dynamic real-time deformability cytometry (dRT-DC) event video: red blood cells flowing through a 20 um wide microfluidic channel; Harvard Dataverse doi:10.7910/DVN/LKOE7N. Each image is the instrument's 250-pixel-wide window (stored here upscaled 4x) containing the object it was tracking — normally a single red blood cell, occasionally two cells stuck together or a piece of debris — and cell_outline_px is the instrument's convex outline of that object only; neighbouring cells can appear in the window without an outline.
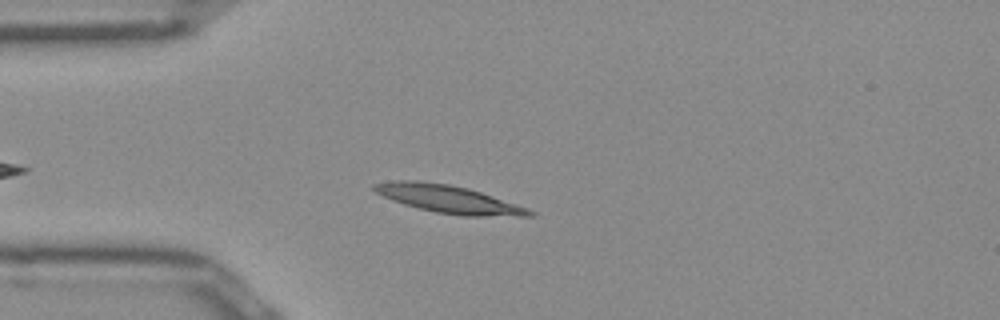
{"species": "Egyptian fruit bat (a non-hibernating species)", "species_latin": "Rousettus aegyptiacus", "temperature_condition": "room temperature", "stored_images_in_passage": 35, "camera_frame_rate_fps": 3000, "um_per_image_px": 0.085, "frame": {"image": 1, "passage_image": 7, "time_ms": 2.0, "image_size_px": [1000, 320], "cell_outline_px": [[536, 216], [460, 216], [436, 212], [404, 204], [392, 200], [376, 192], [372, 188], [372, 184], [396, 180], [416, 180], [448, 184], [468, 188], [528, 208], [536, 212]], "centroid_in_image_um": [38.15, 16.93], "position_along_channel_um": 46.9, "area_um2": 24.97}}
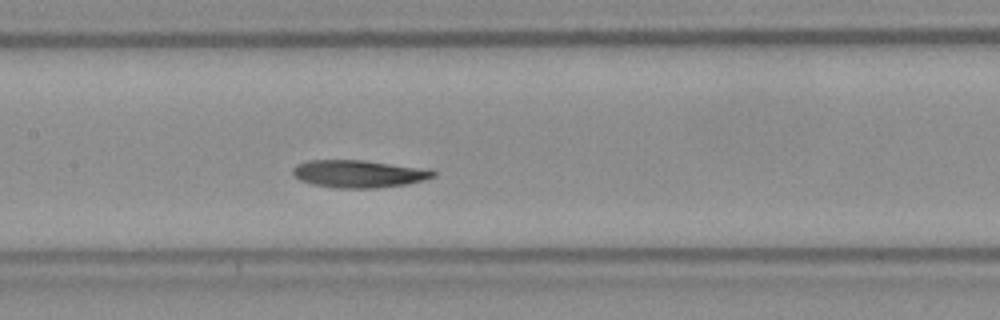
{"frame": {"image": 2, "passage_image": 18, "time_ms": 5.667, "image_size_px": [1000, 320], "cell_outline_px": [[436, 176], [408, 184], [376, 188], [336, 188], [312, 184], [300, 180], [292, 172], [292, 168], [296, 164], [308, 160], [364, 160], [428, 168], [436, 172]], "centroid_in_image_um": [30.51, 14.76], "position_along_channel_um": 176.9, "area_um2": 22.72}}
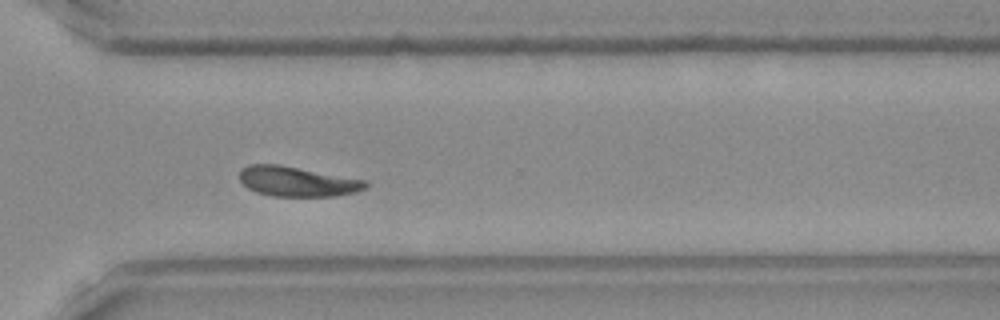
{"frame": {"image": 3, "passage_image": 31, "time_ms": 10.0, "image_size_px": [1000, 320], "cell_outline_px": [[368, 184], [364, 188], [356, 192], [336, 196], [272, 196], [256, 192], [248, 188], [240, 180], [240, 168], [248, 164], [280, 164], [368, 180]], "centroid_in_image_um": [25.27, 15.41], "position_along_channel_um": 345.3, "area_um2": 22.2}, "authors_computed_cell_mechanics": {"area_um2": 22.6576, "velocity_mm_per_s": 3.8954, "shape_relaxation_time_tau1_ms": 8.4569, "shape_relaxation_time_tau2_ms": 1.0604, "deformation_change_tau1": 0.1797, "deformation_change_tau2": 0.0552}}